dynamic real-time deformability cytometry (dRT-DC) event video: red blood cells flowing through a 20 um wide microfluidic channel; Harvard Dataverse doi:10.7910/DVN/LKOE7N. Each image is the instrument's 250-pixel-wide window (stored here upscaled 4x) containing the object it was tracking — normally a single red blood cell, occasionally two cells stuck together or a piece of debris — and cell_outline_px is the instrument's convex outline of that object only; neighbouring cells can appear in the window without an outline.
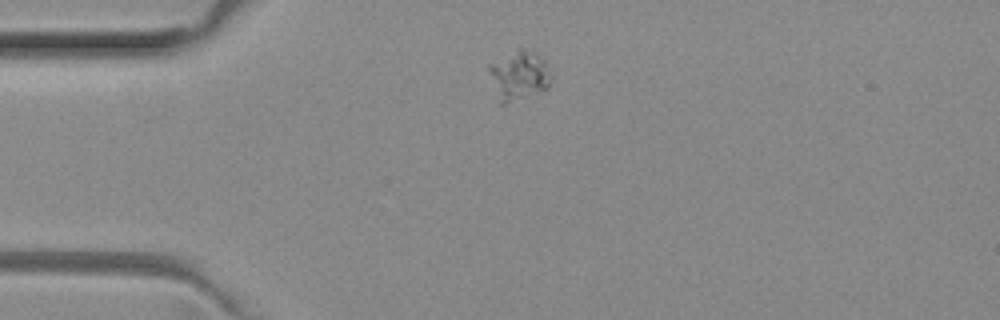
{"species": "common noctule bat (a hibernating species)", "species_latin": "Nyctalus noctula", "temperature_condition": "room temperature", "stored_images_in_passage": 17, "camera_frame_rate_fps": 3000, "um_per_image_px": 0.085, "animal": {"sex": "female", "body_mass_g": 29.2, "forearm_length_mm": 56.3}, "frame": {"image": 1, "passage_image": 1, "time_ms": 0.0, "image_size_px": [1000, 320], "cell_outline_px": [[552, 80], [548, 88], [504, 104], [500, 104], [488, 72], [488, 64], [516, 48], [524, 48], [536, 52], [548, 64], [552, 76]], "centroid_in_image_um": [44.12, 6.36], "position_along_channel_um": 40.9, "area_um2": 18.09}}
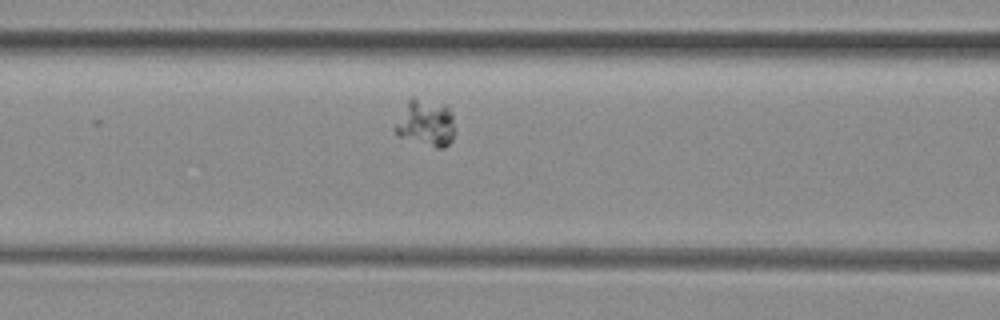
{"frame": {"image": 2, "passage_image": 10, "time_ms": 3.0, "image_size_px": [1000, 320], "cell_outline_px": [[452, 140], [444, 148], [436, 148], [400, 136], [392, 128], [408, 100], [412, 96], [444, 104], [452, 112]], "centroid_in_image_um": [36.16, 10.43], "position_along_channel_um": 130.4, "area_um2": 16.07}}
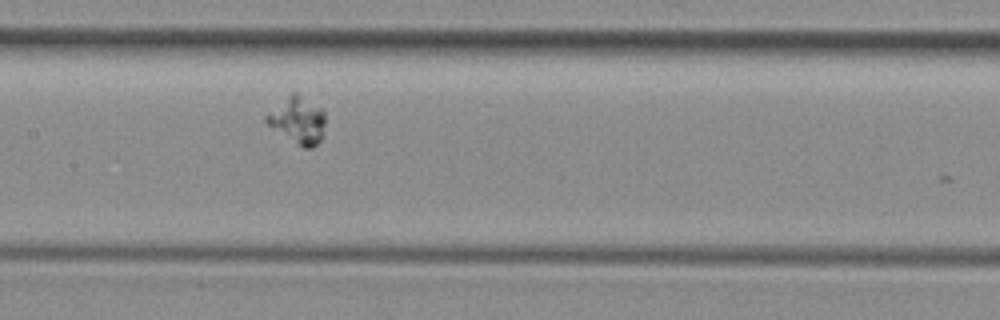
{"frame": {"image": 3, "passage_image": 14, "time_ms": 4.333, "image_size_px": [1000, 320], "cell_outline_px": [[324, 124], [320, 140], [312, 148], [304, 148], [268, 124], [264, 120], [264, 116], [292, 92], [296, 92], [324, 108]], "centroid_in_image_um": [25.33, 10.18], "position_along_channel_um": 182.1, "area_um2": 15.66}}